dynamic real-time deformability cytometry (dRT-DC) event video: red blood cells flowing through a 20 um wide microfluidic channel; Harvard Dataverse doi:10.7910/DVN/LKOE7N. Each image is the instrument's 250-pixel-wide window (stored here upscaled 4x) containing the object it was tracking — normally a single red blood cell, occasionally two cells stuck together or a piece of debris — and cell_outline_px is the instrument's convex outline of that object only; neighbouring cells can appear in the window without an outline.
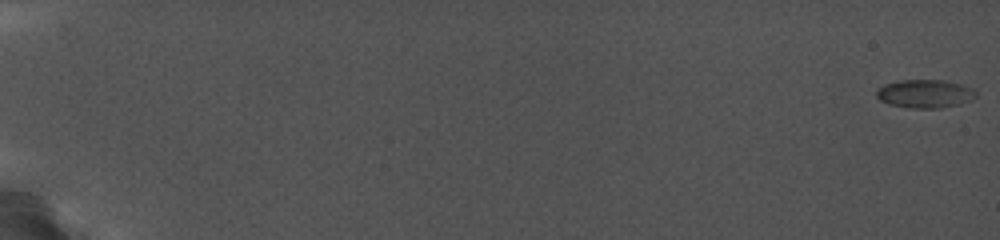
{"species": "common noctule bat (a hibernating species)", "species_latin": "Nyctalus noctula", "temperature_condition": "cold", "stored_images_in_passage": 20, "camera_frame_rate_fps": 5000, "um_per_image_px": 0.085, "animal": {"sex": "female", "body_mass_g": 19.0, "forearm_length_mm": 56.7}, "frame": {"image": 1, "passage_image": 1, "time_ms": 0.0, "image_size_px": [1000, 240], "cell_outline_px": [[976, 96], [960, 104], [940, 108], [908, 108], [888, 104], [880, 100], [876, 96], [876, 88], [884, 84], [900, 80], [944, 80], [960, 84], [972, 88], [976, 92]], "centroid_in_image_um": [78.57, 7.97], "position_along_channel_um": 6.4, "area_um2": 16.47}}